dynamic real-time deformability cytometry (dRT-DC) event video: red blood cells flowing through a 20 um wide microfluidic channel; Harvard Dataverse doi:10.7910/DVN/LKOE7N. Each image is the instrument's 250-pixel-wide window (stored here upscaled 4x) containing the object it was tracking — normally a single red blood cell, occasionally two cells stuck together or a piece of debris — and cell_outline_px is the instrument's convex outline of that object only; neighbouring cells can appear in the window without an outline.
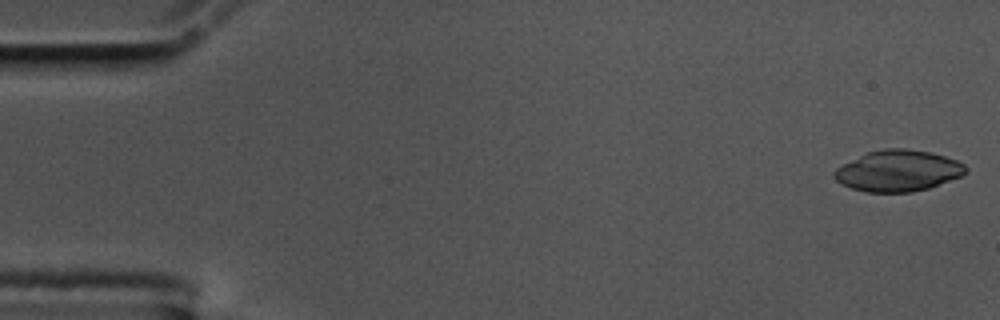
{"species": "common noctule bat (a hibernating species)", "species_latin": "Nyctalus noctula", "temperature_condition": "cold", "stored_images_in_passage": 9, "camera_frame_rate_fps": 3000, "um_per_image_px": 0.085, "animal": {"sex": "male", "body_mass_g": 17.5, "forearm_length_mm": 52.3}, "frame": {"image": 1, "passage_image": 1, "time_ms": 0.0, "image_size_px": [1000, 320], "cell_outline_px": [[968, 168], [960, 176], [928, 188], [912, 192], [864, 192], [840, 184], [832, 176], [832, 172], [840, 164], [868, 152], [884, 148], [908, 148], [928, 152], [944, 156], [956, 160], [964, 164]], "centroid_in_image_um": [76.27, 14.51], "position_along_channel_um": 8.7, "area_um2": 31.56}}